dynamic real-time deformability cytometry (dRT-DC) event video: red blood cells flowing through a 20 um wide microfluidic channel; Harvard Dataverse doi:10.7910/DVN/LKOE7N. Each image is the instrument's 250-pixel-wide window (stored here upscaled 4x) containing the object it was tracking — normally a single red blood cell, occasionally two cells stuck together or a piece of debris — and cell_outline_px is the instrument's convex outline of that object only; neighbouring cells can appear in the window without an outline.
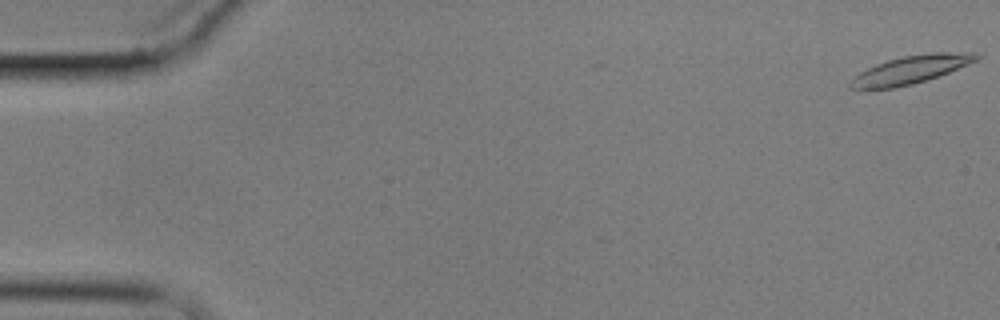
{"species": "common noctule bat (a hibernating species)", "species_latin": "Nyctalus noctula", "temperature_condition": "cold", "stored_images_in_passage": 6, "camera_frame_rate_fps": 3000, "um_per_image_px": 0.085, "animal": {"sex": "male", "body_mass_g": 17.9}, "frame": {"image": 1, "passage_image": 1, "time_ms": 0.0, "image_size_px": [1000, 320], "cell_outline_px": [[980, 56], [976, 60], [968, 64], [948, 72], [912, 84], [892, 88], [848, 88], [848, 84], [860, 72], [876, 64], [888, 60], [904, 56], [936, 52], [972, 52]], "centroid_in_image_um": [77.42, 5.91], "position_along_channel_um": 7.6, "area_um2": 19.94}}
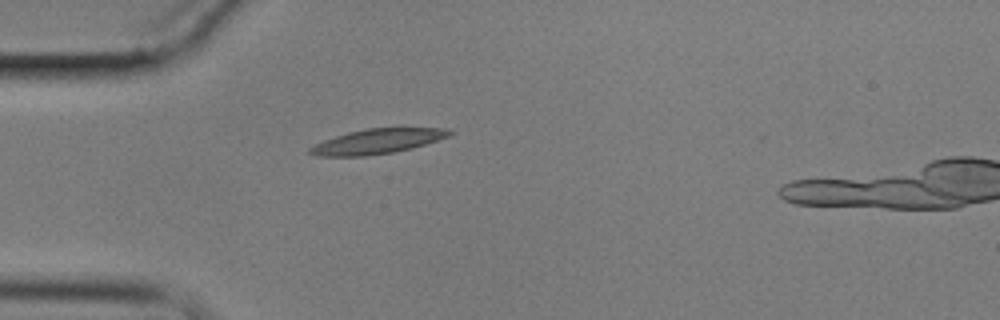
{"frame": {"image": 2, "passage_image": 5, "time_ms": 5.667, "image_size_px": [1000, 320], "cell_outline_px": [[456, 132], [448, 136], [412, 148], [392, 152], [368, 156], [316, 156], [308, 152], [308, 148], [324, 140], [348, 132], [368, 128], [444, 128]], "centroid_in_image_um": [32.05, 12.01], "position_along_channel_um": 52.9, "area_um2": 20.0}}